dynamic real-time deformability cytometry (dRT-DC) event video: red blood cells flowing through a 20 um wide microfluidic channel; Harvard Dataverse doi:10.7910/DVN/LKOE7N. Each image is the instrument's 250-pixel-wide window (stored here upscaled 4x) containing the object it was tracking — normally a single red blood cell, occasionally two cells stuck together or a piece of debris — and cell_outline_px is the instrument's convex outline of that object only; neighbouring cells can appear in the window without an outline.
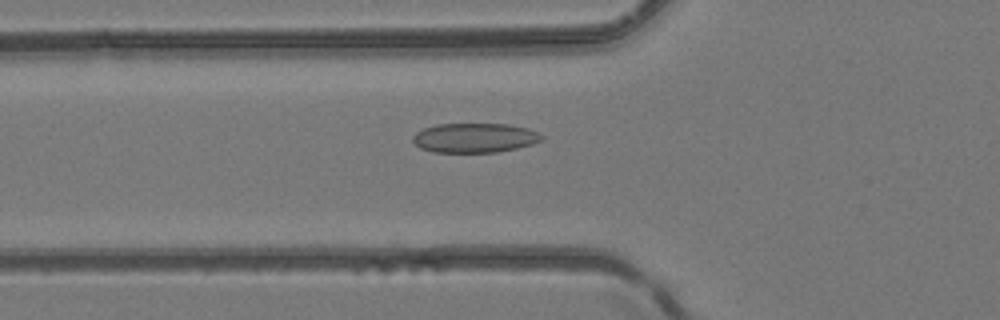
{"species": "common noctule bat (a hibernating species)", "species_latin": "Nyctalus noctula", "temperature_condition": "room temperature", "stored_images_in_passage": 39, "camera_frame_rate_fps": 3000, "um_per_image_px": 0.085, "animal": {"sex": "female", "body_mass_g": 24.6, "forearm_length_mm": 56.2}, "frame": {"image": 1, "passage_image": 9, "time_ms": 2.667, "image_size_px": [1000, 320], "cell_outline_px": [[544, 140], [532, 144], [516, 148], [496, 152], [432, 152], [420, 148], [412, 140], [412, 136], [416, 132], [424, 128], [436, 124], [508, 124], [528, 128], [544, 136]], "centroid_in_image_um": [40.34, 11.71], "position_along_channel_um": 85.5, "area_um2": 22.2}}
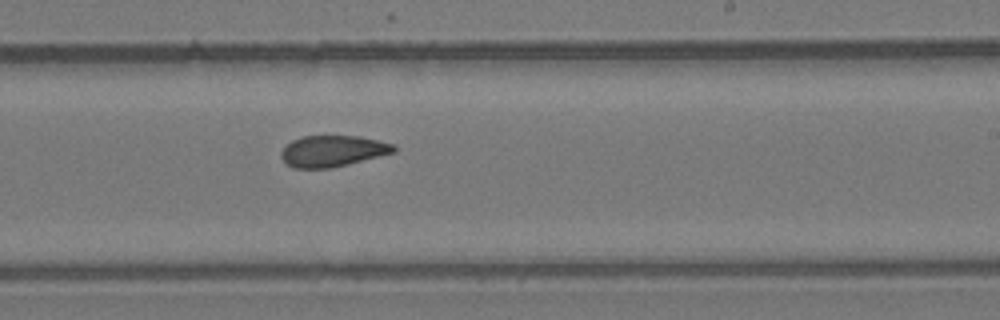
{"frame": {"image": 2, "passage_image": 21, "time_ms": 6.667, "image_size_px": [1000, 320], "cell_outline_px": [[396, 152], [332, 168], [292, 168], [284, 164], [280, 156], [280, 152], [292, 140], [300, 136], [360, 136], [396, 144]], "centroid_in_image_um": [28.27, 12.84], "position_along_channel_um": 260.7, "area_um2": 20.75}}
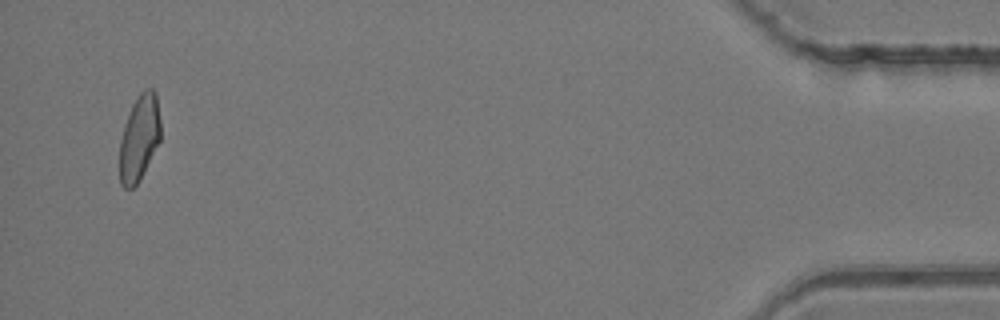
{"frame": {"image": 3, "passage_image": 38, "time_ms": 12.333, "image_size_px": [1000, 320], "cell_outline_px": [[160, 140], [140, 180], [132, 188], [124, 188], [120, 184], [120, 140], [124, 124], [132, 104], [140, 92], [144, 88], [152, 88], [156, 92], [160, 120]], "centroid_in_image_um": [11.84, 11.7], "position_along_channel_um": 423.4, "area_um2": 20.58}}